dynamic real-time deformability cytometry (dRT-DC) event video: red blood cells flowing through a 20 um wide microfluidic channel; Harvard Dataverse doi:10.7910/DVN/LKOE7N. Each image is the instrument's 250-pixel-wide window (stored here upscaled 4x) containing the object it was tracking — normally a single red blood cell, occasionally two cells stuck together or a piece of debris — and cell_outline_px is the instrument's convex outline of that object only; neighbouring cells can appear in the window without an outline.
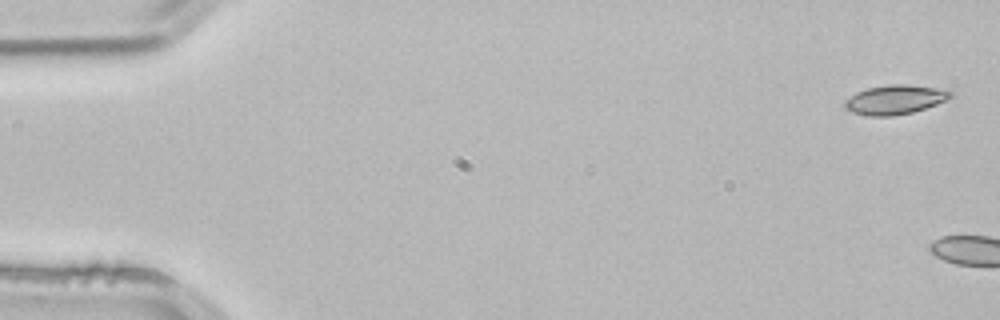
{"species": "common noctule bat (a hibernating species)", "species_latin": "Nyctalus noctula", "temperature_condition": "room temperature", "stored_images_in_passage": 5, "camera_frame_rate_fps": 3000, "um_per_image_px": 0.085, "animal": {"sex": "male", "body_mass_g": 21.5, "forearm_length_mm": 52.0}, "frame": {"image": 1, "passage_image": 1, "time_ms": 0.0, "image_size_px": [1000, 320], "cell_outline_px": [[952, 96], [948, 100], [912, 112], [892, 116], [868, 116], [852, 112], [844, 108], [844, 100], [856, 92], [868, 88], [892, 84], [908, 84], [936, 88], [952, 92]], "centroid_in_image_um": [76.04, 8.47], "position_along_channel_um": 9.0, "area_um2": 17.98}}
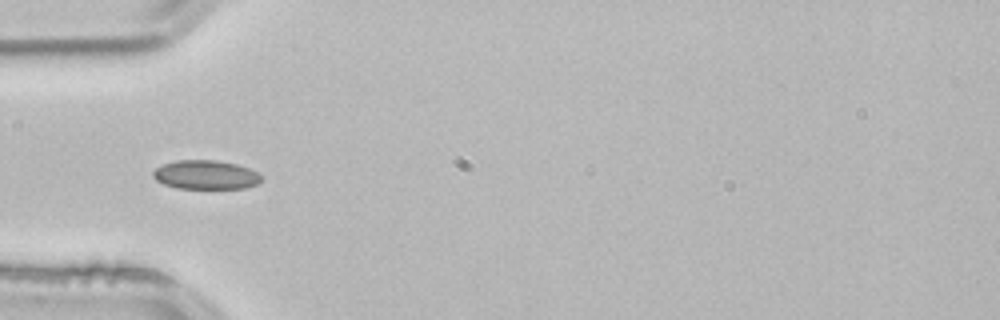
{"frame": {"image": 2, "passage_image": 5, "time_ms": 1.333, "image_size_px": [1000, 320], "cell_outline_px": [[260, 180], [256, 184], [244, 188], [176, 188], [164, 184], [156, 180], [152, 176], [152, 172], [156, 168], [164, 164], [176, 160], [216, 160], [236, 164], [248, 168], [256, 172], [260, 176]], "centroid_in_image_um": [17.44, 14.85], "position_along_channel_um": 67.6, "area_um2": 18.09}}